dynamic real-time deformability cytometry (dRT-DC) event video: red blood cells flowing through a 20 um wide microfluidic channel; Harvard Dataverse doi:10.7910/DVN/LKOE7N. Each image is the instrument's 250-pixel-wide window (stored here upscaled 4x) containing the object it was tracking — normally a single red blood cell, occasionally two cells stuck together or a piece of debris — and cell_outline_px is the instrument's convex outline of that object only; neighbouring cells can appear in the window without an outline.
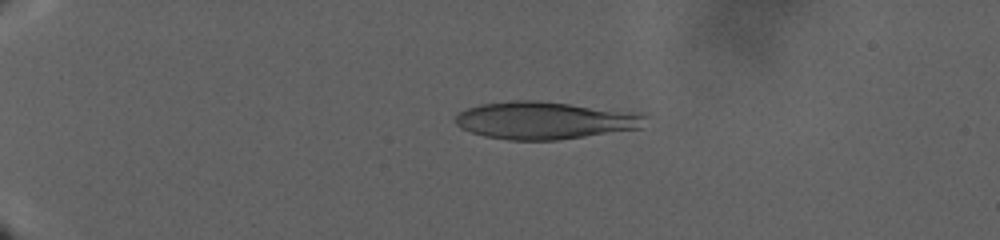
{"species": "human", "species_latin": "Homo sapiens", "temperature_condition": "warm", "stored_images_in_passage": 63, "camera_frame_rate_fps": 3000, "um_per_image_px": 0.085, "donor": {"sex": "male"}, "frame": {"image": 1, "passage_image": 15, "time_ms": 11.0, "image_size_px": [1000, 240], "cell_outline_px": [[644, 116], [640, 128], [556, 140], [508, 140], [484, 136], [460, 128], [456, 124], [456, 116], [460, 112], [468, 108], [480, 104], [516, 100], [536, 100], [644, 112]], "centroid_in_image_um": [46.3, 10.22], "position_along_channel_um": 38.7, "area_um2": 41.33}}
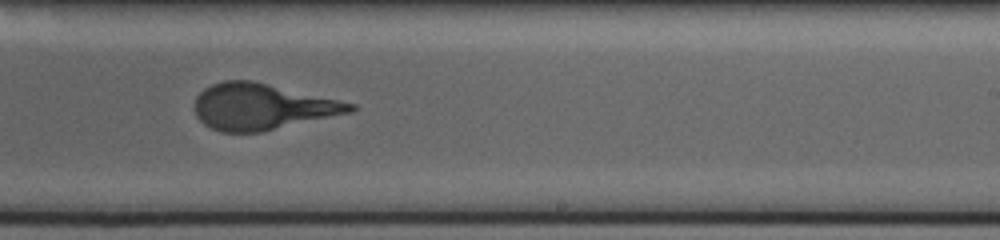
{"frame": {"image": 2, "passage_image": 41, "time_ms": 29.333, "image_size_px": [1000, 240], "cell_outline_px": [[356, 108], [352, 112], [260, 132], [220, 132], [204, 124], [196, 116], [192, 108], [192, 104], [196, 96], [204, 88], [212, 84], [224, 80], [252, 80], [356, 104]], "centroid_in_image_um": [22.21, 9.06], "position_along_channel_um": 266.8, "area_um2": 41.79}}
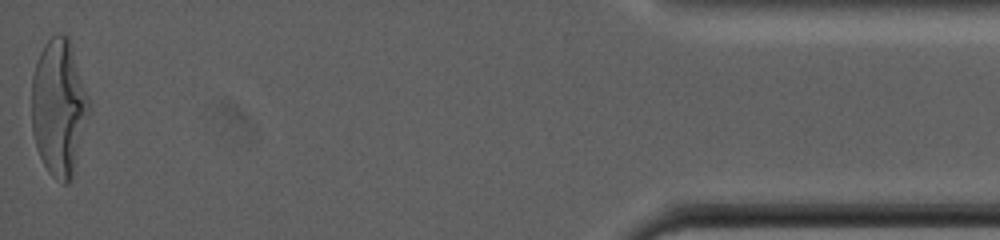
{"frame": {"image": 3, "passage_image": 63, "time_ms": 43.0, "image_size_px": [1000, 240], "cell_outline_px": [[92, 108], [72, 180], [68, 184], [64, 184], [56, 180], [48, 172], [36, 148], [32, 132], [32, 76], [40, 52], [44, 44], [56, 32], [60, 32], [68, 36]], "centroid_in_image_um": [5.03, 9.18], "position_along_channel_um": 430.2, "area_um2": 46.24}}